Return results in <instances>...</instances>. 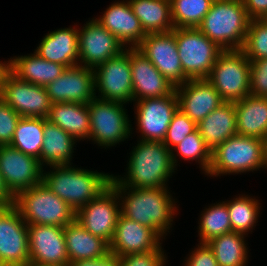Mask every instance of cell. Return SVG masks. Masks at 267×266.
Wrapping results in <instances>:
<instances>
[{
	"instance_id": "4fadbf2b",
	"label": "cell",
	"mask_w": 267,
	"mask_h": 266,
	"mask_svg": "<svg viewBox=\"0 0 267 266\" xmlns=\"http://www.w3.org/2000/svg\"><path fill=\"white\" fill-rule=\"evenodd\" d=\"M28 225L12 205L0 211V266H29Z\"/></svg>"
},
{
	"instance_id": "4dcf8cb0",
	"label": "cell",
	"mask_w": 267,
	"mask_h": 266,
	"mask_svg": "<svg viewBox=\"0 0 267 266\" xmlns=\"http://www.w3.org/2000/svg\"><path fill=\"white\" fill-rule=\"evenodd\" d=\"M146 34L171 32L174 24L170 0H128Z\"/></svg>"
},
{
	"instance_id": "f1b7e54d",
	"label": "cell",
	"mask_w": 267,
	"mask_h": 266,
	"mask_svg": "<svg viewBox=\"0 0 267 266\" xmlns=\"http://www.w3.org/2000/svg\"><path fill=\"white\" fill-rule=\"evenodd\" d=\"M56 124L75 140L90 139V114L88 104L52 103L46 118Z\"/></svg>"
},
{
	"instance_id": "7bdbcfd3",
	"label": "cell",
	"mask_w": 267,
	"mask_h": 266,
	"mask_svg": "<svg viewBox=\"0 0 267 266\" xmlns=\"http://www.w3.org/2000/svg\"><path fill=\"white\" fill-rule=\"evenodd\" d=\"M190 254L185 260L184 266H218L217 260L207 243H199L198 247Z\"/></svg>"
},
{
	"instance_id": "7dc6e473",
	"label": "cell",
	"mask_w": 267,
	"mask_h": 266,
	"mask_svg": "<svg viewBox=\"0 0 267 266\" xmlns=\"http://www.w3.org/2000/svg\"><path fill=\"white\" fill-rule=\"evenodd\" d=\"M9 70V62L7 61H0V86L3 80V77L5 75V73Z\"/></svg>"
},
{
	"instance_id": "83f0119b",
	"label": "cell",
	"mask_w": 267,
	"mask_h": 266,
	"mask_svg": "<svg viewBox=\"0 0 267 266\" xmlns=\"http://www.w3.org/2000/svg\"><path fill=\"white\" fill-rule=\"evenodd\" d=\"M234 105L238 135L262 140L267 133V98L249 94Z\"/></svg>"
},
{
	"instance_id": "44dd1931",
	"label": "cell",
	"mask_w": 267,
	"mask_h": 266,
	"mask_svg": "<svg viewBox=\"0 0 267 266\" xmlns=\"http://www.w3.org/2000/svg\"><path fill=\"white\" fill-rule=\"evenodd\" d=\"M132 74L133 102L171 95L175 86L171 84L136 47L129 48Z\"/></svg>"
},
{
	"instance_id": "681fc988",
	"label": "cell",
	"mask_w": 267,
	"mask_h": 266,
	"mask_svg": "<svg viewBox=\"0 0 267 266\" xmlns=\"http://www.w3.org/2000/svg\"><path fill=\"white\" fill-rule=\"evenodd\" d=\"M3 208H4V206L0 204V211H1Z\"/></svg>"
},
{
	"instance_id": "f35d334b",
	"label": "cell",
	"mask_w": 267,
	"mask_h": 266,
	"mask_svg": "<svg viewBox=\"0 0 267 266\" xmlns=\"http://www.w3.org/2000/svg\"><path fill=\"white\" fill-rule=\"evenodd\" d=\"M197 129V123L178 109L172 117L163 143L172 151L188 134H191Z\"/></svg>"
},
{
	"instance_id": "5bb4252c",
	"label": "cell",
	"mask_w": 267,
	"mask_h": 266,
	"mask_svg": "<svg viewBox=\"0 0 267 266\" xmlns=\"http://www.w3.org/2000/svg\"><path fill=\"white\" fill-rule=\"evenodd\" d=\"M43 172L37 158L10 145H0V174L14 197L41 183Z\"/></svg>"
},
{
	"instance_id": "74e56055",
	"label": "cell",
	"mask_w": 267,
	"mask_h": 266,
	"mask_svg": "<svg viewBox=\"0 0 267 266\" xmlns=\"http://www.w3.org/2000/svg\"><path fill=\"white\" fill-rule=\"evenodd\" d=\"M241 50L248 60L267 58V22L265 19L250 20L246 40Z\"/></svg>"
},
{
	"instance_id": "d6986e66",
	"label": "cell",
	"mask_w": 267,
	"mask_h": 266,
	"mask_svg": "<svg viewBox=\"0 0 267 266\" xmlns=\"http://www.w3.org/2000/svg\"><path fill=\"white\" fill-rule=\"evenodd\" d=\"M45 88L51 103L88 104L97 94L94 69L79 64L66 67L62 75Z\"/></svg>"
},
{
	"instance_id": "6da1fadb",
	"label": "cell",
	"mask_w": 267,
	"mask_h": 266,
	"mask_svg": "<svg viewBox=\"0 0 267 266\" xmlns=\"http://www.w3.org/2000/svg\"><path fill=\"white\" fill-rule=\"evenodd\" d=\"M113 187L121 200L120 206L123 216L153 229L162 239L165 234H168L166 232L171 230V225H173L171 222H173L174 215L177 213L175 201L168 187Z\"/></svg>"
},
{
	"instance_id": "d6a6232c",
	"label": "cell",
	"mask_w": 267,
	"mask_h": 266,
	"mask_svg": "<svg viewBox=\"0 0 267 266\" xmlns=\"http://www.w3.org/2000/svg\"><path fill=\"white\" fill-rule=\"evenodd\" d=\"M43 129L44 118L21 117L10 146L39 159L44 138Z\"/></svg>"
},
{
	"instance_id": "ba28073f",
	"label": "cell",
	"mask_w": 267,
	"mask_h": 266,
	"mask_svg": "<svg viewBox=\"0 0 267 266\" xmlns=\"http://www.w3.org/2000/svg\"><path fill=\"white\" fill-rule=\"evenodd\" d=\"M172 31L184 74L189 79H206L224 50L197 27L174 28Z\"/></svg>"
},
{
	"instance_id": "e575fe53",
	"label": "cell",
	"mask_w": 267,
	"mask_h": 266,
	"mask_svg": "<svg viewBox=\"0 0 267 266\" xmlns=\"http://www.w3.org/2000/svg\"><path fill=\"white\" fill-rule=\"evenodd\" d=\"M202 212L198 226L200 243H207L214 237L232 232L225 201L210 205Z\"/></svg>"
},
{
	"instance_id": "9c48e42d",
	"label": "cell",
	"mask_w": 267,
	"mask_h": 266,
	"mask_svg": "<svg viewBox=\"0 0 267 266\" xmlns=\"http://www.w3.org/2000/svg\"><path fill=\"white\" fill-rule=\"evenodd\" d=\"M90 140L109 148L124 142L132 134L131 122L123 103L94 98L88 103Z\"/></svg>"
},
{
	"instance_id": "7a4b0ae2",
	"label": "cell",
	"mask_w": 267,
	"mask_h": 266,
	"mask_svg": "<svg viewBox=\"0 0 267 266\" xmlns=\"http://www.w3.org/2000/svg\"><path fill=\"white\" fill-rule=\"evenodd\" d=\"M130 153L126 176L112 174V186L164 188L175 172L171 151L163 142L138 140Z\"/></svg>"
},
{
	"instance_id": "9a60e30c",
	"label": "cell",
	"mask_w": 267,
	"mask_h": 266,
	"mask_svg": "<svg viewBox=\"0 0 267 266\" xmlns=\"http://www.w3.org/2000/svg\"><path fill=\"white\" fill-rule=\"evenodd\" d=\"M136 48L175 87L189 80L183 72L173 31L146 34Z\"/></svg>"
},
{
	"instance_id": "b9f144b4",
	"label": "cell",
	"mask_w": 267,
	"mask_h": 266,
	"mask_svg": "<svg viewBox=\"0 0 267 266\" xmlns=\"http://www.w3.org/2000/svg\"><path fill=\"white\" fill-rule=\"evenodd\" d=\"M163 248L146 253L127 254L120 257V266H165L166 254Z\"/></svg>"
},
{
	"instance_id": "8fae6325",
	"label": "cell",
	"mask_w": 267,
	"mask_h": 266,
	"mask_svg": "<svg viewBox=\"0 0 267 266\" xmlns=\"http://www.w3.org/2000/svg\"><path fill=\"white\" fill-rule=\"evenodd\" d=\"M120 215V199L110 184L95 199L76 212L75 220L91 234L110 244Z\"/></svg>"
},
{
	"instance_id": "484cf974",
	"label": "cell",
	"mask_w": 267,
	"mask_h": 266,
	"mask_svg": "<svg viewBox=\"0 0 267 266\" xmlns=\"http://www.w3.org/2000/svg\"><path fill=\"white\" fill-rule=\"evenodd\" d=\"M64 237L69 263L101 258L110 254V244L91 234L76 220L64 227Z\"/></svg>"
},
{
	"instance_id": "30bf717a",
	"label": "cell",
	"mask_w": 267,
	"mask_h": 266,
	"mask_svg": "<svg viewBox=\"0 0 267 266\" xmlns=\"http://www.w3.org/2000/svg\"><path fill=\"white\" fill-rule=\"evenodd\" d=\"M96 98L123 104L133 101L129 47L95 69Z\"/></svg>"
},
{
	"instance_id": "f546056e",
	"label": "cell",
	"mask_w": 267,
	"mask_h": 266,
	"mask_svg": "<svg viewBox=\"0 0 267 266\" xmlns=\"http://www.w3.org/2000/svg\"><path fill=\"white\" fill-rule=\"evenodd\" d=\"M44 138L38 159L42 167L72 164L75 143L70 134L44 118Z\"/></svg>"
},
{
	"instance_id": "bcb514c9",
	"label": "cell",
	"mask_w": 267,
	"mask_h": 266,
	"mask_svg": "<svg viewBox=\"0 0 267 266\" xmlns=\"http://www.w3.org/2000/svg\"><path fill=\"white\" fill-rule=\"evenodd\" d=\"M14 203V196L9 192L3 177L0 174V204L4 207L12 206Z\"/></svg>"
},
{
	"instance_id": "ac0fdd59",
	"label": "cell",
	"mask_w": 267,
	"mask_h": 266,
	"mask_svg": "<svg viewBox=\"0 0 267 266\" xmlns=\"http://www.w3.org/2000/svg\"><path fill=\"white\" fill-rule=\"evenodd\" d=\"M29 266H69L64 227L28 225Z\"/></svg>"
},
{
	"instance_id": "ffe728a7",
	"label": "cell",
	"mask_w": 267,
	"mask_h": 266,
	"mask_svg": "<svg viewBox=\"0 0 267 266\" xmlns=\"http://www.w3.org/2000/svg\"><path fill=\"white\" fill-rule=\"evenodd\" d=\"M160 240L162 241V238L153 229L121 214L110 243V253L122 257L156 251L162 247Z\"/></svg>"
},
{
	"instance_id": "7402d4cb",
	"label": "cell",
	"mask_w": 267,
	"mask_h": 266,
	"mask_svg": "<svg viewBox=\"0 0 267 266\" xmlns=\"http://www.w3.org/2000/svg\"><path fill=\"white\" fill-rule=\"evenodd\" d=\"M175 92L178 109L197 124L224 103L207 79H189L176 86Z\"/></svg>"
},
{
	"instance_id": "5b68a950",
	"label": "cell",
	"mask_w": 267,
	"mask_h": 266,
	"mask_svg": "<svg viewBox=\"0 0 267 266\" xmlns=\"http://www.w3.org/2000/svg\"><path fill=\"white\" fill-rule=\"evenodd\" d=\"M13 206L27 225L65 227L76 216V212L42 182L18 193Z\"/></svg>"
},
{
	"instance_id": "603a6c76",
	"label": "cell",
	"mask_w": 267,
	"mask_h": 266,
	"mask_svg": "<svg viewBox=\"0 0 267 266\" xmlns=\"http://www.w3.org/2000/svg\"><path fill=\"white\" fill-rule=\"evenodd\" d=\"M96 20L116 36L126 48L137 47L146 36L128 0L114 2L107 7L102 17H97Z\"/></svg>"
},
{
	"instance_id": "277c9868",
	"label": "cell",
	"mask_w": 267,
	"mask_h": 266,
	"mask_svg": "<svg viewBox=\"0 0 267 266\" xmlns=\"http://www.w3.org/2000/svg\"><path fill=\"white\" fill-rule=\"evenodd\" d=\"M250 20L243 0H214L197 28L223 50H240L244 46Z\"/></svg>"
},
{
	"instance_id": "836d02e7",
	"label": "cell",
	"mask_w": 267,
	"mask_h": 266,
	"mask_svg": "<svg viewBox=\"0 0 267 266\" xmlns=\"http://www.w3.org/2000/svg\"><path fill=\"white\" fill-rule=\"evenodd\" d=\"M228 213L230 216V223L232 232H239L247 234L255 227L258 220L259 210L261 209L259 200L251 198L247 195H241L233 200L225 201Z\"/></svg>"
},
{
	"instance_id": "8992f818",
	"label": "cell",
	"mask_w": 267,
	"mask_h": 266,
	"mask_svg": "<svg viewBox=\"0 0 267 266\" xmlns=\"http://www.w3.org/2000/svg\"><path fill=\"white\" fill-rule=\"evenodd\" d=\"M267 168L263 155V141L253 137L235 135L211 151V164L207 175L239 174Z\"/></svg>"
},
{
	"instance_id": "ab89813d",
	"label": "cell",
	"mask_w": 267,
	"mask_h": 266,
	"mask_svg": "<svg viewBox=\"0 0 267 266\" xmlns=\"http://www.w3.org/2000/svg\"><path fill=\"white\" fill-rule=\"evenodd\" d=\"M21 116L0 97V145H10Z\"/></svg>"
},
{
	"instance_id": "52a82bcc",
	"label": "cell",
	"mask_w": 267,
	"mask_h": 266,
	"mask_svg": "<svg viewBox=\"0 0 267 266\" xmlns=\"http://www.w3.org/2000/svg\"><path fill=\"white\" fill-rule=\"evenodd\" d=\"M251 62L240 50H224L211 69L207 81L224 102L235 103L250 94Z\"/></svg>"
},
{
	"instance_id": "7c38bea8",
	"label": "cell",
	"mask_w": 267,
	"mask_h": 266,
	"mask_svg": "<svg viewBox=\"0 0 267 266\" xmlns=\"http://www.w3.org/2000/svg\"><path fill=\"white\" fill-rule=\"evenodd\" d=\"M0 97L21 117L47 118L52 104L45 87L22 81L9 70L3 77Z\"/></svg>"
},
{
	"instance_id": "d590c367",
	"label": "cell",
	"mask_w": 267,
	"mask_h": 266,
	"mask_svg": "<svg viewBox=\"0 0 267 266\" xmlns=\"http://www.w3.org/2000/svg\"><path fill=\"white\" fill-rule=\"evenodd\" d=\"M214 0H170L174 28L198 27Z\"/></svg>"
},
{
	"instance_id": "2e32d148",
	"label": "cell",
	"mask_w": 267,
	"mask_h": 266,
	"mask_svg": "<svg viewBox=\"0 0 267 266\" xmlns=\"http://www.w3.org/2000/svg\"><path fill=\"white\" fill-rule=\"evenodd\" d=\"M136 126L143 141L163 142L173 115L178 110L176 92L135 101Z\"/></svg>"
},
{
	"instance_id": "cb8c5ba5",
	"label": "cell",
	"mask_w": 267,
	"mask_h": 266,
	"mask_svg": "<svg viewBox=\"0 0 267 266\" xmlns=\"http://www.w3.org/2000/svg\"><path fill=\"white\" fill-rule=\"evenodd\" d=\"M78 47L77 27L59 28L42 38L35 53L47 61L72 67L79 64Z\"/></svg>"
},
{
	"instance_id": "e0dca14e",
	"label": "cell",
	"mask_w": 267,
	"mask_h": 266,
	"mask_svg": "<svg viewBox=\"0 0 267 266\" xmlns=\"http://www.w3.org/2000/svg\"><path fill=\"white\" fill-rule=\"evenodd\" d=\"M78 40L79 65L91 69L126 49L116 36L94 18L78 29Z\"/></svg>"
},
{
	"instance_id": "f6af8a7d",
	"label": "cell",
	"mask_w": 267,
	"mask_h": 266,
	"mask_svg": "<svg viewBox=\"0 0 267 266\" xmlns=\"http://www.w3.org/2000/svg\"><path fill=\"white\" fill-rule=\"evenodd\" d=\"M69 266H120V257L110 253L101 258L71 262Z\"/></svg>"
},
{
	"instance_id": "1f68e13d",
	"label": "cell",
	"mask_w": 267,
	"mask_h": 266,
	"mask_svg": "<svg viewBox=\"0 0 267 266\" xmlns=\"http://www.w3.org/2000/svg\"><path fill=\"white\" fill-rule=\"evenodd\" d=\"M245 237L243 233L230 232L207 242L218 266H246L249 251Z\"/></svg>"
},
{
	"instance_id": "60d3db41",
	"label": "cell",
	"mask_w": 267,
	"mask_h": 266,
	"mask_svg": "<svg viewBox=\"0 0 267 266\" xmlns=\"http://www.w3.org/2000/svg\"><path fill=\"white\" fill-rule=\"evenodd\" d=\"M251 62L250 94L267 98V58Z\"/></svg>"
},
{
	"instance_id": "ee69618b",
	"label": "cell",
	"mask_w": 267,
	"mask_h": 266,
	"mask_svg": "<svg viewBox=\"0 0 267 266\" xmlns=\"http://www.w3.org/2000/svg\"><path fill=\"white\" fill-rule=\"evenodd\" d=\"M243 3L251 20L267 17V0H243Z\"/></svg>"
},
{
	"instance_id": "3957f363",
	"label": "cell",
	"mask_w": 267,
	"mask_h": 266,
	"mask_svg": "<svg viewBox=\"0 0 267 266\" xmlns=\"http://www.w3.org/2000/svg\"><path fill=\"white\" fill-rule=\"evenodd\" d=\"M42 173V183L77 212L102 193L111 182L112 174L76 168L71 164L52 165Z\"/></svg>"
},
{
	"instance_id": "8d00e7d4",
	"label": "cell",
	"mask_w": 267,
	"mask_h": 266,
	"mask_svg": "<svg viewBox=\"0 0 267 266\" xmlns=\"http://www.w3.org/2000/svg\"><path fill=\"white\" fill-rule=\"evenodd\" d=\"M177 150V156L183 160H195L200 164L201 170L207 175L211 164V150L205 144L204 139L201 137L199 130L188 134L177 146L171 151V159L174 167L178 165L177 156L174 154ZM175 151V152H174Z\"/></svg>"
},
{
	"instance_id": "4316f807",
	"label": "cell",
	"mask_w": 267,
	"mask_h": 266,
	"mask_svg": "<svg viewBox=\"0 0 267 266\" xmlns=\"http://www.w3.org/2000/svg\"><path fill=\"white\" fill-rule=\"evenodd\" d=\"M197 128L211 151L228 138L238 135L234 103L224 102L201 120Z\"/></svg>"
},
{
	"instance_id": "c3c4849f",
	"label": "cell",
	"mask_w": 267,
	"mask_h": 266,
	"mask_svg": "<svg viewBox=\"0 0 267 266\" xmlns=\"http://www.w3.org/2000/svg\"><path fill=\"white\" fill-rule=\"evenodd\" d=\"M263 141V155H264V161L265 164L267 166V133L265 134V136L262 139Z\"/></svg>"
},
{
	"instance_id": "d4e9b609",
	"label": "cell",
	"mask_w": 267,
	"mask_h": 266,
	"mask_svg": "<svg viewBox=\"0 0 267 266\" xmlns=\"http://www.w3.org/2000/svg\"><path fill=\"white\" fill-rule=\"evenodd\" d=\"M9 71L18 79L46 87L62 75L66 66L41 58L35 52L9 59Z\"/></svg>"
}]
</instances>
